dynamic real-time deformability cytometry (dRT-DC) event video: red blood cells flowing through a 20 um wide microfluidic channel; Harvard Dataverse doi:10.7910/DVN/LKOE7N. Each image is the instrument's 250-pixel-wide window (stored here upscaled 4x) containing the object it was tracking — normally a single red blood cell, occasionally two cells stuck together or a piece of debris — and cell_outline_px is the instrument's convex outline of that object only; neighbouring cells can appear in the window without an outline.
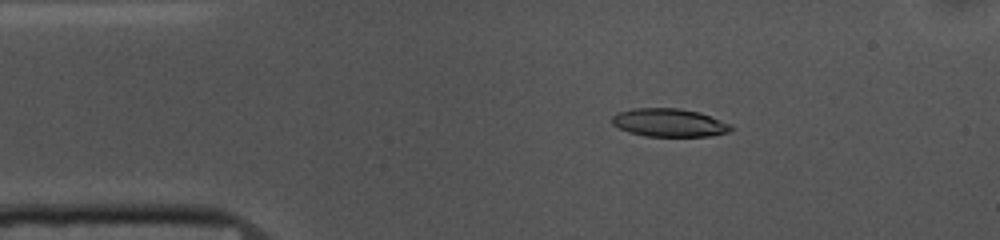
{"species": "common noctule bat (a hibernating species)", "species_latin": "Nyctalus noctula", "temperature_condition": "cold", "stored_images_in_passage": 52, "camera_frame_rate_fps": 3000, "um_per_image_px": 0.085, "animal": {"sex": "female", "body_mass_g": 10.0, "forearm_length_mm": 53.1}, "frame": {"image": 1, "passage_image": 8, "time_ms": 2.333, "image_size_px": [1000, 240], "cell_outline_px": [[732, 128], [728, 132], [712, 136], [644, 136], [628, 132], [612, 124], [612, 116], [616, 112], [632, 108], [680, 108], [700, 112], [732, 124]], "centroid_in_image_um": [56.87, 10.42], "position_along_channel_um": 28.1, "area_um2": 19.71}}
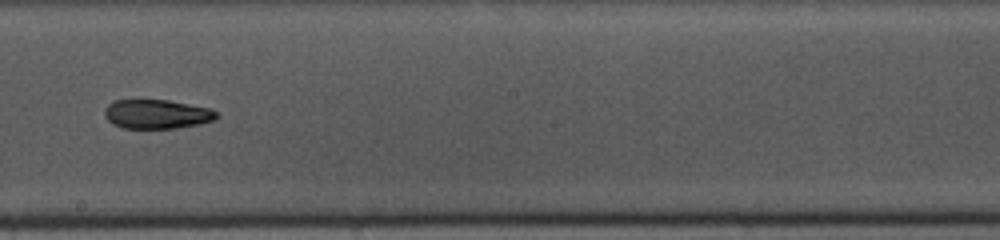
{"frame": {"image": 2, "passage_image": 28, "time_ms": 9.0, "image_size_px": [1000, 240], "cell_outline_px": [[220, 116], [216, 120], [200, 124], [176, 128], [120, 128], [112, 124], [104, 116], [104, 108], [112, 100], [168, 100], [212, 108], [220, 112]], "centroid_in_image_um": [13.37, 9.7], "position_along_channel_um": 234.8, "area_um2": 19.48}}
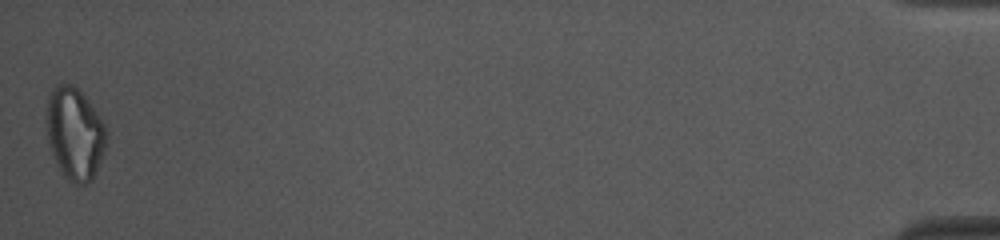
{"frame": {"image": 3, "passage_image": 52, "time_ms": 17.0, "image_size_px": [1000, 240], "cell_outline_px": [[108, 136], [104, 152], [92, 180], [84, 184], [76, 184], [68, 180], [64, 176], [52, 152], [48, 140], [48, 92], [52, 88], [60, 84], [68, 84], [76, 88], [84, 96], [104, 124], [108, 132]], "centroid_in_image_um": [6.38, 11.37], "position_along_channel_um": 428.8, "area_um2": 31.5}, "authors_computed_cell_mechanics": {"area_um2": 20.2589, "velocity_mm_per_s": 3.7056, "shape_relaxation_time_tau1_ms": 6.076, "shape_relaxation_time_tau2_ms": 6.2654, "deformation_change_tau1": 0.177, "deformation_change_tau2": 0.1507}}